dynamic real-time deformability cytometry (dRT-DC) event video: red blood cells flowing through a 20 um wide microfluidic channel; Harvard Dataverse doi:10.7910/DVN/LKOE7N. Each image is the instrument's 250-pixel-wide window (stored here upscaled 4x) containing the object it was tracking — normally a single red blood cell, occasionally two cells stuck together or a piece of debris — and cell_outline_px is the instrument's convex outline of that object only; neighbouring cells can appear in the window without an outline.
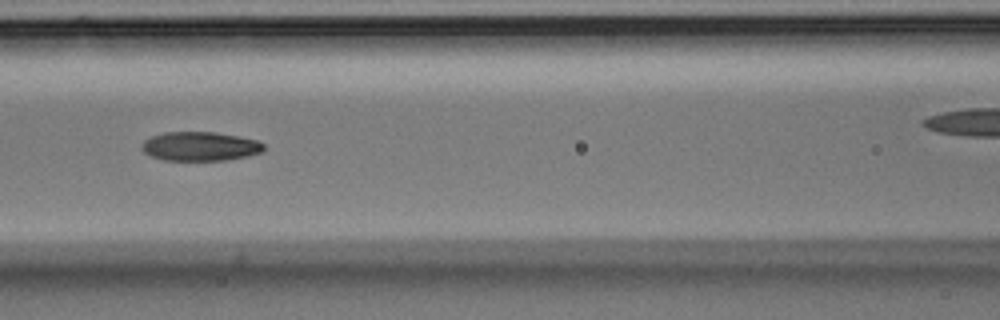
{"species": "Egyptian fruit bat (a non-hibernating species)", "species_latin": "Rousettus aegyptiacus", "temperature_condition": "room temperature", "stored_images_in_passage": 8, "camera_frame_rate_fps": 3000, "um_per_image_px": 0.085, "animal": {"sex": "male"}, "frame": {"image": 1, "passage_image": 6, "time_ms": 1.667, "image_size_px": [1000, 320], "cell_outline_px": [[264, 152], [248, 156], [224, 160], [164, 160], [152, 156], [144, 152], [144, 140], [152, 136], [164, 132], [216, 132], [240, 136], [260, 140], [264, 144]], "centroid_in_image_um": [17.09, 12.43], "position_along_channel_um": 149.5, "area_um2": 20.69}}